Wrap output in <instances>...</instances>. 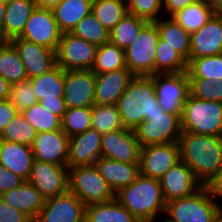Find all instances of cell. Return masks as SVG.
<instances>
[{"instance_id":"cell-42","label":"cell","mask_w":222,"mask_h":222,"mask_svg":"<svg viewBox=\"0 0 222 222\" xmlns=\"http://www.w3.org/2000/svg\"><path fill=\"white\" fill-rule=\"evenodd\" d=\"M21 113L37 133L61 129V119L45 109L39 102Z\"/></svg>"},{"instance_id":"cell-32","label":"cell","mask_w":222,"mask_h":222,"mask_svg":"<svg viewBox=\"0 0 222 222\" xmlns=\"http://www.w3.org/2000/svg\"><path fill=\"white\" fill-rule=\"evenodd\" d=\"M214 13L203 0H199L187 5L184 9L174 14L172 18L191 34L206 24Z\"/></svg>"},{"instance_id":"cell-38","label":"cell","mask_w":222,"mask_h":222,"mask_svg":"<svg viewBox=\"0 0 222 222\" xmlns=\"http://www.w3.org/2000/svg\"><path fill=\"white\" fill-rule=\"evenodd\" d=\"M187 74L189 78L222 81V53L192 59L187 64Z\"/></svg>"},{"instance_id":"cell-28","label":"cell","mask_w":222,"mask_h":222,"mask_svg":"<svg viewBox=\"0 0 222 222\" xmlns=\"http://www.w3.org/2000/svg\"><path fill=\"white\" fill-rule=\"evenodd\" d=\"M160 39L174 48L189 63L190 36L172 17H161L156 21Z\"/></svg>"},{"instance_id":"cell-25","label":"cell","mask_w":222,"mask_h":222,"mask_svg":"<svg viewBox=\"0 0 222 222\" xmlns=\"http://www.w3.org/2000/svg\"><path fill=\"white\" fill-rule=\"evenodd\" d=\"M33 162L30 146L0 140V165L27 181Z\"/></svg>"},{"instance_id":"cell-13","label":"cell","mask_w":222,"mask_h":222,"mask_svg":"<svg viewBox=\"0 0 222 222\" xmlns=\"http://www.w3.org/2000/svg\"><path fill=\"white\" fill-rule=\"evenodd\" d=\"M180 161L178 142L143 146L140 151V174L160 179Z\"/></svg>"},{"instance_id":"cell-11","label":"cell","mask_w":222,"mask_h":222,"mask_svg":"<svg viewBox=\"0 0 222 222\" xmlns=\"http://www.w3.org/2000/svg\"><path fill=\"white\" fill-rule=\"evenodd\" d=\"M61 35L53 10L36 6L19 38L56 51Z\"/></svg>"},{"instance_id":"cell-31","label":"cell","mask_w":222,"mask_h":222,"mask_svg":"<svg viewBox=\"0 0 222 222\" xmlns=\"http://www.w3.org/2000/svg\"><path fill=\"white\" fill-rule=\"evenodd\" d=\"M38 102L63 96L64 70L56 65L49 72L29 79Z\"/></svg>"},{"instance_id":"cell-49","label":"cell","mask_w":222,"mask_h":222,"mask_svg":"<svg viewBox=\"0 0 222 222\" xmlns=\"http://www.w3.org/2000/svg\"><path fill=\"white\" fill-rule=\"evenodd\" d=\"M17 113L16 107L9 100H0V135Z\"/></svg>"},{"instance_id":"cell-55","label":"cell","mask_w":222,"mask_h":222,"mask_svg":"<svg viewBox=\"0 0 222 222\" xmlns=\"http://www.w3.org/2000/svg\"><path fill=\"white\" fill-rule=\"evenodd\" d=\"M5 9L6 0H0V41H2V28L4 24Z\"/></svg>"},{"instance_id":"cell-45","label":"cell","mask_w":222,"mask_h":222,"mask_svg":"<svg viewBox=\"0 0 222 222\" xmlns=\"http://www.w3.org/2000/svg\"><path fill=\"white\" fill-rule=\"evenodd\" d=\"M8 100L16 107L18 112H22L23 110L38 103L29 79L11 84Z\"/></svg>"},{"instance_id":"cell-52","label":"cell","mask_w":222,"mask_h":222,"mask_svg":"<svg viewBox=\"0 0 222 222\" xmlns=\"http://www.w3.org/2000/svg\"><path fill=\"white\" fill-rule=\"evenodd\" d=\"M11 84L0 76V100H8L10 96Z\"/></svg>"},{"instance_id":"cell-51","label":"cell","mask_w":222,"mask_h":222,"mask_svg":"<svg viewBox=\"0 0 222 222\" xmlns=\"http://www.w3.org/2000/svg\"><path fill=\"white\" fill-rule=\"evenodd\" d=\"M39 103L49 112L57 115L60 119L66 111V105L63 96H57V99L40 100Z\"/></svg>"},{"instance_id":"cell-26","label":"cell","mask_w":222,"mask_h":222,"mask_svg":"<svg viewBox=\"0 0 222 222\" xmlns=\"http://www.w3.org/2000/svg\"><path fill=\"white\" fill-rule=\"evenodd\" d=\"M35 8L34 0H6L2 41L19 37Z\"/></svg>"},{"instance_id":"cell-50","label":"cell","mask_w":222,"mask_h":222,"mask_svg":"<svg viewBox=\"0 0 222 222\" xmlns=\"http://www.w3.org/2000/svg\"><path fill=\"white\" fill-rule=\"evenodd\" d=\"M199 0H163L164 17H172L177 12L184 9L187 5Z\"/></svg>"},{"instance_id":"cell-12","label":"cell","mask_w":222,"mask_h":222,"mask_svg":"<svg viewBox=\"0 0 222 222\" xmlns=\"http://www.w3.org/2000/svg\"><path fill=\"white\" fill-rule=\"evenodd\" d=\"M27 182L46 199L53 198L69 191V169L67 166L34 160Z\"/></svg>"},{"instance_id":"cell-57","label":"cell","mask_w":222,"mask_h":222,"mask_svg":"<svg viewBox=\"0 0 222 222\" xmlns=\"http://www.w3.org/2000/svg\"><path fill=\"white\" fill-rule=\"evenodd\" d=\"M214 222H222V212L219 214V216L215 219Z\"/></svg>"},{"instance_id":"cell-29","label":"cell","mask_w":222,"mask_h":222,"mask_svg":"<svg viewBox=\"0 0 222 222\" xmlns=\"http://www.w3.org/2000/svg\"><path fill=\"white\" fill-rule=\"evenodd\" d=\"M85 222H140L116 198L85 207Z\"/></svg>"},{"instance_id":"cell-15","label":"cell","mask_w":222,"mask_h":222,"mask_svg":"<svg viewBox=\"0 0 222 222\" xmlns=\"http://www.w3.org/2000/svg\"><path fill=\"white\" fill-rule=\"evenodd\" d=\"M141 146L134 130L124 128L107 132L101 138V157L122 163H140Z\"/></svg>"},{"instance_id":"cell-34","label":"cell","mask_w":222,"mask_h":222,"mask_svg":"<svg viewBox=\"0 0 222 222\" xmlns=\"http://www.w3.org/2000/svg\"><path fill=\"white\" fill-rule=\"evenodd\" d=\"M125 50L119 48L110 41L97 47L96 56L92 71L101 74L108 71H115L125 68Z\"/></svg>"},{"instance_id":"cell-35","label":"cell","mask_w":222,"mask_h":222,"mask_svg":"<svg viewBox=\"0 0 222 222\" xmlns=\"http://www.w3.org/2000/svg\"><path fill=\"white\" fill-rule=\"evenodd\" d=\"M187 72V61L165 41L159 39L155 54V74Z\"/></svg>"},{"instance_id":"cell-20","label":"cell","mask_w":222,"mask_h":222,"mask_svg":"<svg viewBox=\"0 0 222 222\" xmlns=\"http://www.w3.org/2000/svg\"><path fill=\"white\" fill-rule=\"evenodd\" d=\"M10 42L19 53L28 79L47 73L57 65L56 51L19 37L11 39Z\"/></svg>"},{"instance_id":"cell-27","label":"cell","mask_w":222,"mask_h":222,"mask_svg":"<svg viewBox=\"0 0 222 222\" xmlns=\"http://www.w3.org/2000/svg\"><path fill=\"white\" fill-rule=\"evenodd\" d=\"M93 0H61L52 10L62 33L72 29L91 13Z\"/></svg>"},{"instance_id":"cell-33","label":"cell","mask_w":222,"mask_h":222,"mask_svg":"<svg viewBox=\"0 0 222 222\" xmlns=\"http://www.w3.org/2000/svg\"><path fill=\"white\" fill-rule=\"evenodd\" d=\"M91 12L109 31L128 14L126 0H93Z\"/></svg>"},{"instance_id":"cell-10","label":"cell","mask_w":222,"mask_h":222,"mask_svg":"<svg viewBox=\"0 0 222 222\" xmlns=\"http://www.w3.org/2000/svg\"><path fill=\"white\" fill-rule=\"evenodd\" d=\"M96 51V45L70 32L62 33L56 50V63L64 71L91 70Z\"/></svg>"},{"instance_id":"cell-36","label":"cell","mask_w":222,"mask_h":222,"mask_svg":"<svg viewBox=\"0 0 222 222\" xmlns=\"http://www.w3.org/2000/svg\"><path fill=\"white\" fill-rule=\"evenodd\" d=\"M91 128L97 130L101 135L124 129L122 118L116 105H99L92 106Z\"/></svg>"},{"instance_id":"cell-8","label":"cell","mask_w":222,"mask_h":222,"mask_svg":"<svg viewBox=\"0 0 222 222\" xmlns=\"http://www.w3.org/2000/svg\"><path fill=\"white\" fill-rule=\"evenodd\" d=\"M133 130L141 147L178 142L182 134L181 114L167 113L158 105V112Z\"/></svg>"},{"instance_id":"cell-18","label":"cell","mask_w":222,"mask_h":222,"mask_svg":"<svg viewBox=\"0 0 222 222\" xmlns=\"http://www.w3.org/2000/svg\"><path fill=\"white\" fill-rule=\"evenodd\" d=\"M68 144L62 129L37 133L31 146L34 160L67 166Z\"/></svg>"},{"instance_id":"cell-24","label":"cell","mask_w":222,"mask_h":222,"mask_svg":"<svg viewBox=\"0 0 222 222\" xmlns=\"http://www.w3.org/2000/svg\"><path fill=\"white\" fill-rule=\"evenodd\" d=\"M0 196L7 204L27 215L33 222L46 203V198L41 192L27 181L19 187L3 192Z\"/></svg>"},{"instance_id":"cell-14","label":"cell","mask_w":222,"mask_h":222,"mask_svg":"<svg viewBox=\"0 0 222 222\" xmlns=\"http://www.w3.org/2000/svg\"><path fill=\"white\" fill-rule=\"evenodd\" d=\"M96 74L92 70L64 71L63 97L66 108L95 104Z\"/></svg>"},{"instance_id":"cell-6","label":"cell","mask_w":222,"mask_h":222,"mask_svg":"<svg viewBox=\"0 0 222 222\" xmlns=\"http://www.w3.org/2000/svg\"><path fill=\"white\" fill-rule=\"evenodd\" d=\"M160 39L156 21H147L125 50L127 68L134 75L155 74V54Z\"/></svg>"},{"instance_id":"cell-54","label":"cell","mask_w":222,"mask_h":222,"mask_svg":"<svg viewBox=\"0 0 222 222\" xmlns=\"http://www.w3.org/2000/svg\"><path fill=\"white\" fill-rule=\"evenodd\" d=\"M215 13H222V0H203Z\"/></svg>"},{"instance_id":"cell-40","label":"cell","mask_w":222,"mask_h":222,"mask_svg":"<svg viewBox=\"0 0 222 222\" xmlns=\"http://www.w3.org/2000/svg\"><path fill=\"white\" fill-rule=\"evenodd\" d=\"M92 107L66 108L61 129L70 138L91 128Z\"/></svg>"},{"instance_id":"cell-56","label":"cell","mask_w":222,"mask_h":222,"mask_svg":"<svg viewBox=\"0 0 222 222\" xmlns=\"http://www.w3.org/2000/svg\"><path fill=\"white\" fill-rule=\"evenodd\" d=\"M153 222H169V221L167 219H165L164 217L163 218L160 217V219L158 218V219L154 220Z\"/></svg>"},{"instance_id":"cell-30","label":"cell","mask_w":222,"mask_h":222,"mask_svg":"<svg viewBox=\"0 0 222 222\" xmlns=\"http://www.w3.org/2000/svg\"><path fill=\"white\" fill-rule=\"evenodd\" d=\"M0 76L10 84L28 79L19 53L10 41H0Z\"/></svg>"},{"instance_id":"cell-16","label":"cell","mask_w":222,"mask_h":222,"mask_svg":"<svg viewBox=\"0 0 222 222\" xmlns=\"http://www.w3.org/2000/svg\"><path fill=\"white\" fill-rule=\"evenodd\" d=\"M85 205L70 191L46 199L34 222H85Z\"/></svg>"},{"instance_id":"cell-48","label":"cell","mask_w":222,"mask_h":222,"mask_svg":"<svg viewBox=\"0 0 222 222\" xmlns=\"http://www.w3.org/2000/svg\"><path fill=\"white\" fill-rule=\"evenodd\" d=\"M204 186L210 196L222 206V168Z\"/></svg>"},{"instance_id":"cell-9","label":"cell","mask_w":222,"mask_h":222,"mask_svg":"<svg viewBox=\"0 0 222 222\" xmlns=\"http://www.w3.org/2000/svg\"><path fill=\"white\" fill-rule=\"evenodd\" d=\"M154 81L158 105L171 114H182L183 106L190 95L187 72L150 75Z\"/></svg>"},{"instance_id":"cell-21","label":"cell","mask_w":222,"mask_h":222,"mask_svg":"<svg viewBox=\"0 0 222 222\" xmlns=\"http://www.w3.org/2000/svg\"><path fill=\"white\" fill-rule=\"evenodd\" d=\"M102 135L95 129L89 128L87 131L69 138L67 167L92 165L101 157Z\"/></svg>"},{"instance_id":"cell-7","label":"cell","mask_w":222,"mask_h":222,"mask_svg":"<svg viewBox=\"0 0 222 222\" xmlns=\"http://www.w3.org/2000/svg\"><path fill=\"white\" fill-rule=\"evenodd\" d=\"M69 191L75 194L85 206L116 198L107 181L92 165L69 168Z\"/></svg>"},{"instance_id":"cell-19","label":"cell","mask_w":222,"mask_h":222,"mask_svg":"<svg viewBox=\"0 0 222 222\" xmlns=\"http://www.w3.org/2000/svg\"><path fill=\"white\" fill-rule=\"evenodd\" d=\"M222 53V13H214L198 31L191 33L189 62Z\"/></svg>"},{"instance_id":"cell-17","label":"cell","mask_w":222,"mask_h":222,"mask_svg":"<svg viewBox=\"0 0 222 222\" xmlns=\"http://www.w3.org/2000/svg\"><path fill=\"white\" fill-rule=\"evenodd\" d=\"M159 180L166 203L191 196L203 186L183 161L171 167Z\"/></svg>"},{"instance_id":"cell-37","label":"cell","mask_w":222,"mask_h":222,"mask_svg":"<svg viewBox=\"0 0 222 222\" xmlns=\"http://www.w3.org/2000/svg\"><path fill=\"white\" fill-rule=\"evenodd\" d=\"M146 22L145 19L128 13L109 31V41L119 48L125 49L133 42Z\"/></svg>"},{"instance_id":"cell-44","label":"cell","mask_w":222,"mask_h":222,"mask_svg":"<svg viewBox=\"0 0 222 222\" xmlns=\"http://www.w3.org/2000/svg\"><path fill=\"white\" fill-rule=\"evenodd\" d=\"M128 13L149 22L164 17L163 0H126Z\"/></svg>"},{"instance_id":"cell-53","label":"cell","mask_w":222,"mask_h":222,"mask_svg":"<svg viewBox=\"0 0 222 222\" xmlns=\"http://www.w3.org/2000/svg\"><path fill=\"white\" fill-rule=\"evenodd\" d=\"M37 7L53 9L61 0H34Z\"/></svg>"},{"instance_id":"cell-2","label":"cell","mask_w":222,"mask_h":222,"mask_svg":"<svg viewBox=\"0 0 222 222\" xmlns=\"http://www.w3.org/2000/svg\"><path fill=\"white\" fill-rule=\"evenodd\" d=\"M116 199L140 222L164 217L166 202L159 179L139 174L134 182L116 193Z\"/></svg>"},{"instance_id":"cell-41","label":"cell","mask_w":222,"mask_h":222,"mask_svg":"<svg viewBox=\"0 0 222 222\" xmlns=\"http://www.w3.org/2000/svg\"><path fill=\"white\" fill-rule=\"evenodd\" d=\"M70 33L97 47L109 42V30L97 20L92 12L85 16Z\"/></svg>"},{"instance_id":"cell-23","label":"cell","mask_w":222,"mask_h":222,"mask_svg":"<svg viewBox=\"0 0 222 222\" xmlns=\"http://www.w3.org/2000/svg\"><path fill=\"white\" fill-rule=\"evenodd\" d=\"M92 166L107 181L115 194L134 182L140 174L139 164L122 163L104 157H98Z\"/></svg>"},{"instance_id":"cell-46","label":"cell","mask_w":222,"mask_h":222,"mask_svg":"<svg viewBox=\"0 0 222 222\" xmlns=\"http://www.w3.org/2000/svg\"><path fill=\"white\" fill-rule=\"evenodd\" d=\"M0 222H33L27 215L7 204L0 196Z\"/></svg>"},{"instance_id":"cell-4","label":"cell","mask_w":222,"mask_h":222,"mask_svg":"<svg viewBox=\"0 0 222 222\" xmlns=\"http://www.w3.org/2000/svg\"><path fill=\"white\" fill-rule=\"evenodd\" d=\"M222 206L202 186L193 195L166 203L164 218L169 222H214Z\"/></svg>"},{"instance_id":"cell-39","label":"cell","mask_w":222,"mask_h":222,"mask_svg":"<svg viewBox=\"0 0 222 222\" xmlns=\"http://www.w3.org/2000/svg\"><path fill=\"white\" fill-rule=\"evenodd\" d=\"M37 131L21 112L10 120L0 135V140L32 146Z\"/></svg>"},{"instance_id":"cell-22","label":"cell","mask_w":222,"mask_h":222,"mask_svg":"<svg viewBox=\"0 0 222 222\" xmlns=\"http://www.w3.org/2000/svg\"><path fill=\"white\" fill-rule=\"evenodd\" d=\"M134 76L127 67L96 74L95 104L116 105Z\"/></svg>"},{"instance_id":"cell-43","label":"cell","mask_w":222,"mask_h":222,"mask_svg":"<svg viewBox=\"0 0 222 222\" xmlns=\"http://www.w3.org/2000/svg\"><path fill=\"white\" fill-rule=\"evenodd\" d=\"M190 95L203 101L222 103V81L207 80L204 78H189Z\"/></svg>"},{"instance_id":"cell-5","label":"cell","mask_w":222,"mask_h":222,"mask_svg":"<svg viewBox=\"0 0 222 222\" xmlns=\"http://www.w3.org/2000/svg\"><path fill=\"white\" fill-rule=\"evenodd\" d=\"M182 131L222 136V103L203 101L189 95L181 114Z\"/></svg>"},{"instance_id":"cell-1","label":"cell","mask_w":222,"mask_h":222,"mask_svg":"<svg viewBox=\"0 0 222 222\" xmlns=\"http://www.w3.org/2000/svg\"><path fill=\"white\" fill-rule=\"evenodd\" d=\"M178 145L180 160L191 168L203 186L222 168V136L182 131Z\"/></svg>"},{"instance_id":"cell-47","label":"cell","mask_w":222,"mask_h":222,"mask_svg":"<svg viewBox=\"0 0 222 222\" xmlns=\"http://www.w3.org/2000/svg\"><path fill=\"white\" fill-rule=\"evenodd\" d=\"M24 181L19 175L0 165V195L5 191L19 187Z\"/></svg>"},{"instance_id":"cell-3","label":"cell","mask_w":222,"mask_h":222,"mask_svg":"<svg viewBox=\"0 0 222 222\" xmlns=\"http://www.w3.org/2000/svg\"><path fill=\"white\" fill-rule=\"evenodd\" d=\"M125 128L135 129L158 112L154 81L151 76L135 75L116 104Z\"/></svg>"}]
</instances>
